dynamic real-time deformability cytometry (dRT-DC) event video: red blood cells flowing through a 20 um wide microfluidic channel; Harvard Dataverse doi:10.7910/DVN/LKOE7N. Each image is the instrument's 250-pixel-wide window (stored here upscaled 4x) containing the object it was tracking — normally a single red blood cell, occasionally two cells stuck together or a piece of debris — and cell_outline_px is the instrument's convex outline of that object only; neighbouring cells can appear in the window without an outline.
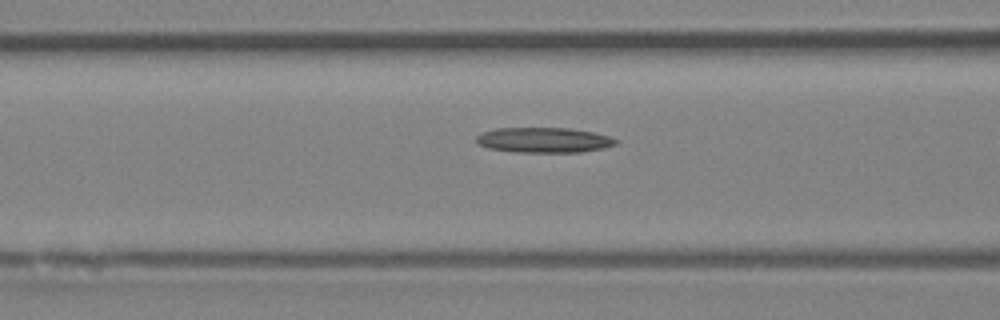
{"species": "Egyptian fruit bat (a non-hibernating species)", "species_latin": "Rousettus aegyptiacus", "temperature_condition": "room temperature", "stored_images_in_passage": 18, "camera_frame_rate_fps": 3000, "um_per_image_px": 0.085, "animal": {"sex": "female"}, "frame": {"image": 1, "passage_image": 16, "time_ms": 5.0, "image_size_px": [1000, 320], "cell_outline_px": [[620, 140], [616, 144], [604, 148], [580, 152], [512, 152], [488, 148], [480, 144], [476, 140], [476, 136], [480, 132], [496, 128], [568, 128], [592, 132], [608, 136]], "centroid_in_image_um": [46.21, 11.9], "position_along_channel_um": 120.4, "area_um2": 20.52}}